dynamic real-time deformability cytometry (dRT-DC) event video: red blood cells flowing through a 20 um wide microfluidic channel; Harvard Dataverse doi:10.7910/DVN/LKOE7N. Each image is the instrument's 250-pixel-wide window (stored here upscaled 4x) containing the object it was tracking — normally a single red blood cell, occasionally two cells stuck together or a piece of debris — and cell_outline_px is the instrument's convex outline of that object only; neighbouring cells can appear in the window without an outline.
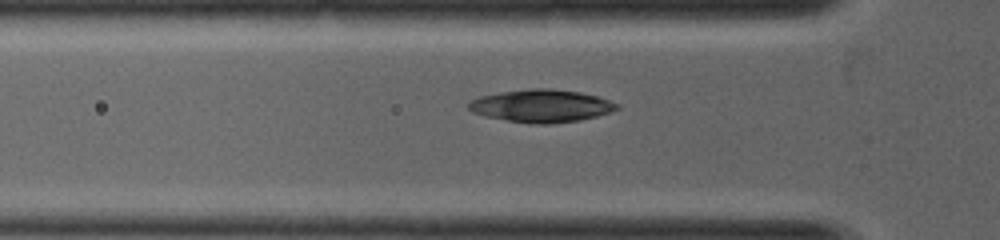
{"species": "common noctule bat (a hibernating species)", "species_latin": "Nyctalus noctula", "temperature_condition": "warm", "stored_images_in_passage": 4, "segment_of_instrument_passage": [2, 2], "camera_frame_rate_fps": 5000, "um_per_image_px": 0.085, "animal": {"sex": "female", "body_mass_g": 19.0, "forearm_length_mm": 53.3}, "frame": {"image": 1, "passage_image": 4, "time_ms": 1.4, "image_size_px": [1000, 240], "cell_outline_px": [[620, 108], [596, 116], [580, 120], [552, 124], [532, 124], [484, 116], [472, 112], [468, 108], [468, 100], [480, 96], [500, 92], [528, 88], [552, 88], [580, 92], [596, 96], [620, 104]], "centroid_in_image_um": [45.99, 8.99], "position_along_channel_um": 79.8, "area_um2": 28.38}}